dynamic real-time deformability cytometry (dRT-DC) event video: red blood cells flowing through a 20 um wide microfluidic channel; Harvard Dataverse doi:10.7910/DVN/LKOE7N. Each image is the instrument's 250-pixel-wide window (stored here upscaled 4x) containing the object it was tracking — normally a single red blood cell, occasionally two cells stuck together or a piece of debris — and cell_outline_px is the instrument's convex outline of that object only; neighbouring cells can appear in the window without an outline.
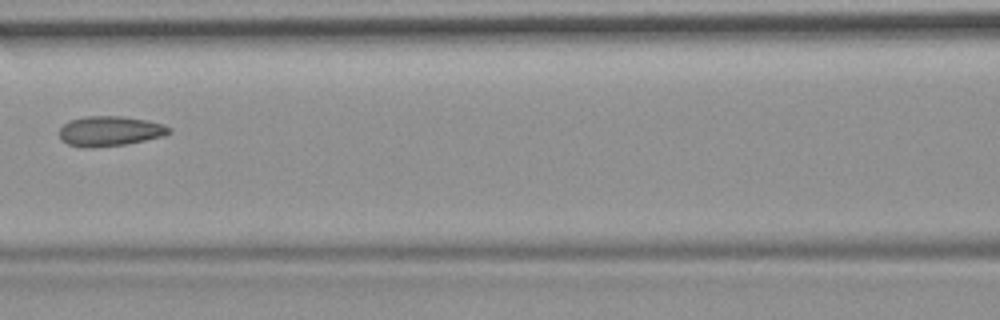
{"species": "common noctule bat (a hibernating species)", "species_latin": "Nyctalus noctula", "temperature_condition": "room temperature", "stored_images_in_passage": 7, "camera_frame_rate_fps": 3000, "um_per_image_px": 0.085, "animal": {"sex": "female", "body_mass_g": 19.9}, "frame": {"image": 1, "passage_image": 7, "time_ms": 2.0, "image_size_px": [1000, 320], "cell_outline_px": [[172, 132], [164, 136], [124, 144], [88, 148], [84, 148], [68, 144], [60, 140], [60, 128], [64, 124], [72, 120], [84, 116], [124, 116], [148, 120], [164, 124], [172, 128]], "centroid_in_image_um": [9.37, 11.14], "position_along_channel_um": 157.2, "area_um2": 19.25}}